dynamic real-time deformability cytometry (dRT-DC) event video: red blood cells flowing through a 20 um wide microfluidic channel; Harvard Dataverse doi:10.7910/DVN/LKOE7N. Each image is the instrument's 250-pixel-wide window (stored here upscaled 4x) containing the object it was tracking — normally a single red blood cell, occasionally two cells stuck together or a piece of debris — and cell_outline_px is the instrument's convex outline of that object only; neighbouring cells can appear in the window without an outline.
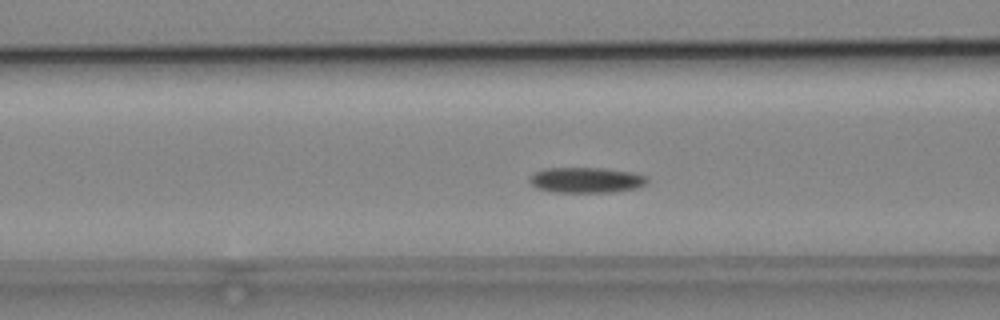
{"species": "common noctule bat (a hibernating species)", "species_latin": "Nyctalus noctula", "temperature_condition": "cold", "stored_images_in_passage": 41, "camera_frame_rate_fps": 3000, "um_per_image_px": 0.085, "animal": {"sex": "male", "body_mass_g": 19.2, "forearm_length_mm": 51.8}, "frame": {"image": 1, "passage_image": 8, "time_ms": 2.333, "image_size_px": [1000, 320], "cell_outline_px": [[648, 180], [644, 184], [636, 188], [612, 192], [556, 192], [536, 188], [528, 180], [532, 172], [544, 168], [600, 168], [632, 172], [644, 176]], "centroid_in_image_um": [49.76, 15.3], "position_along_channel_um": 116.8, "area_um2": 17.4}}
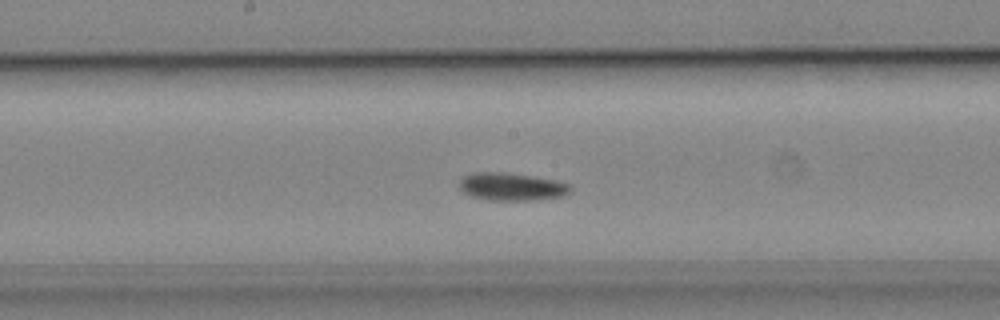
{"frame": {"image": 2, "passage_image": 15, "time_ms": 4.667, "image_size_px": [1000, 320], "cell_outline_px": [[572, 188], [564, 196], [528, 200], [488, 200], [472, 196], [464, 192], [460, 188], [460, 180], [464, 176], [472, 172], [504, 172], [532, 176], [556, 180], [568, 184]], "centroid_in_image_um": [43.47, 15.86], "position_along_channel_um": 204.7, "area_um2": 17.8}}
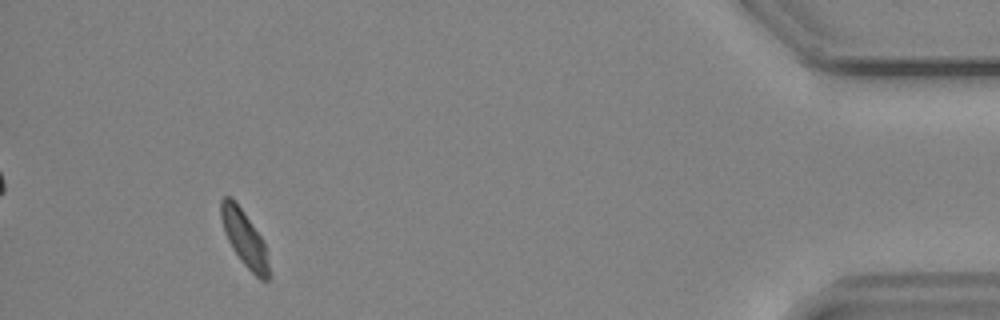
{"frame": {"image": 3, "passage_image": 37, "time_ms": 12.0, "image_size_px": [1000, 320], "cell_outline_px": [[268, 280], [260, 280], [240, 260], [232, 248], [224, 232], [220, 216], [220, 200], [224, 196], [232, 196], [260, 236], [264, 244], [268, 264]], "centroid_in_image_um": [20.72, 20.22], "position_along_channel_um": 414.5, "area_um2": 15.2}, "authors_computed_cell_mechanics": {"area_um2": 16.7042, "velocity_mm_per_s": 3.7706, "shape_relaxation_time_tau1_ms": 8.4286, "shape_relaxation_time_tau2_ms": null, "deformation_change_tau1": 0.137, "deformation_change_tau2": null}}